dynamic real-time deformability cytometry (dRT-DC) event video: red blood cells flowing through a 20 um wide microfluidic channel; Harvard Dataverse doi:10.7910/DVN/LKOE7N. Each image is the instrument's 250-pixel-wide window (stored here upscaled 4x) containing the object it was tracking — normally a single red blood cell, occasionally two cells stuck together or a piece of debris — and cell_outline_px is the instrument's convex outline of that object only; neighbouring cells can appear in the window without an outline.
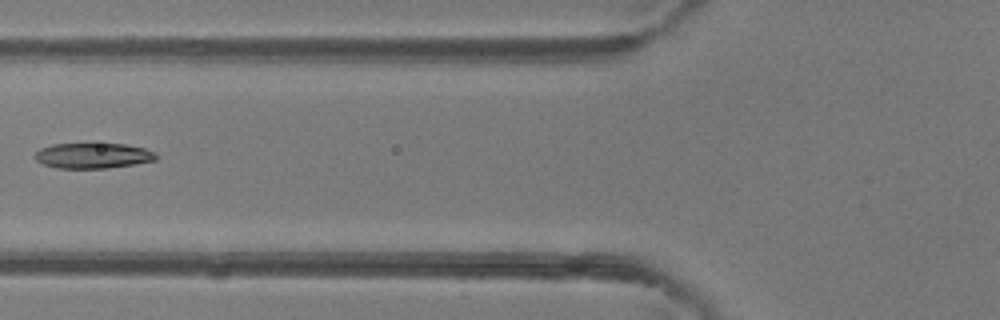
{"species": "common noctule bat (a hibernating species)", "species_latin": "Nyctalus noctula", "temperature_condition": "room temperature", "stored_images_in_passage": 6, "camera_frame_rate_fps": 3000, "um_per_image_px": 0.085, "animal": {"sex": "female"}, "frame": {"image": 1, "passage_image": 6, "time_ms": 1.667, "image_size_px": [1000, 320], "cell_outline_px": [[160, 156], [156, 160], [136, 164], [108, 168], [56, 168], [44, 164], [36, 160], [36, 152], [40, 148], [52, 144], [124, 144], [144, 148], [156, 152]], "centroid_in_image_um": [7.96, 13.23], "position_along_channel_um": 117.8, "area_um2": 17.98}}